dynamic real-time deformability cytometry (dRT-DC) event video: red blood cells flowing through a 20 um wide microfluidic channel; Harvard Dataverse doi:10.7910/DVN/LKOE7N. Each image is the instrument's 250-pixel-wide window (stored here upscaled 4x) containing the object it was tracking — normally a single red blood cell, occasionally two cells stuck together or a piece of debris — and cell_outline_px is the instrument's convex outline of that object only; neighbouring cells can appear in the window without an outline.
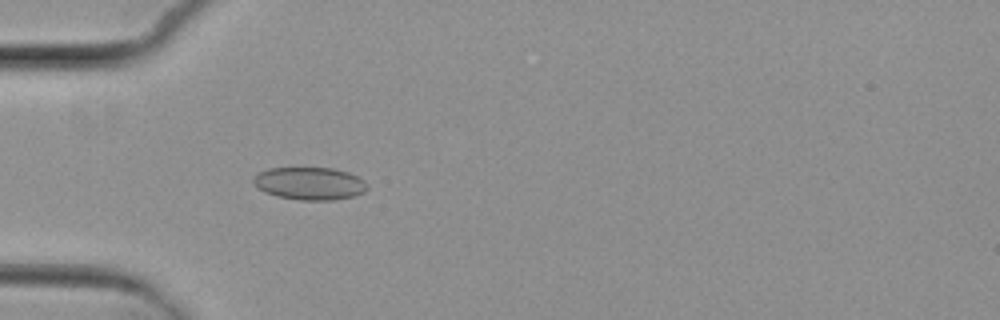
{"species": "common noctule bat (a hibernating species)", "species_latin": "Nyctalus noctula", "temperature_condition": "cold", "stored_images_in_passage": 5, "camera_frame_rate_fps": 3000, "um_per_image_px": 0.085, "animal": {"sex": "female", "body_mass_g": 29.2, "forearm_length_mm": 56.3}, "frame": {"image": 1, "passage_image": 5, "time_ms": 4.667, "image_size_px": [1000, 320], "cell_outline_px": [[368, 188], [364, 192], [352, 196], [332, 200], [300, 200], [276, 196], [264, 192], [252, 180], [252, 176], [268, 168], [332, 168], [348, 172], [364, 180], [368, 184]], "centroid_in_image_um": [26.32, 15.59], "position_along_channel_um": 58.7, "area_um2": 21.62}}